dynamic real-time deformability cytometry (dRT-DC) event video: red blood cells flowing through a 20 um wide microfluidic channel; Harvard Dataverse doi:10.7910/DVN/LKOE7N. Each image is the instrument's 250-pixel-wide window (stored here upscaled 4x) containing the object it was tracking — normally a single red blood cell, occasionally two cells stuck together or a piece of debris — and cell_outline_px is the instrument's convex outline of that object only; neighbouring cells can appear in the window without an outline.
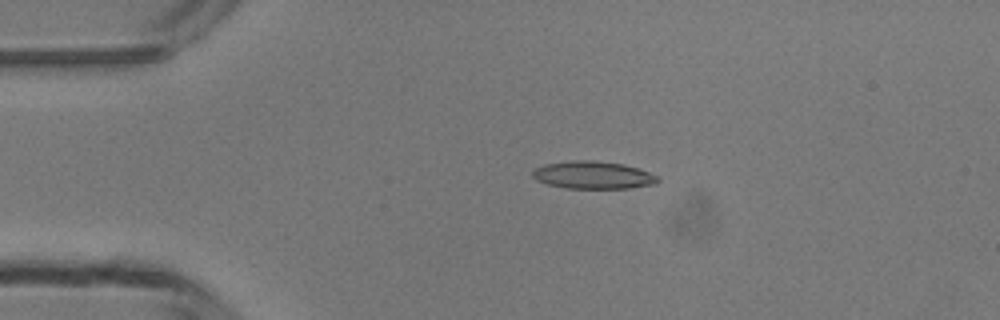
{"species": "common noctule bat (a hibernating species)", "species_latin": "Nyctalus noctula", "temperature_condition": "room temperature", "stored_images_in_passage": 48, "camera_frame_rate_fps": 3000, "um_per_image_px": 0.085, "animal": {"sex": "male", "body_mass_g": 13.3}, "frame": {"image": 1, "passage_image": 10, "time_ms": 3.0, "image_size_px": [1000, 320], "cell_outline_px": [[660, 180], [656, 184], [628, 188], [564, 188], [548, 184], [536, 180], [532, 176], [532, 172], [536, 168], [544, 164], [572, 160], [596, 160], [624, 164], [648, 172], [656, 176]], "centroid_in_image_um": [50.39, 14.87], "position_along_channel_um": 34.6, "area_um2": 20.11}}
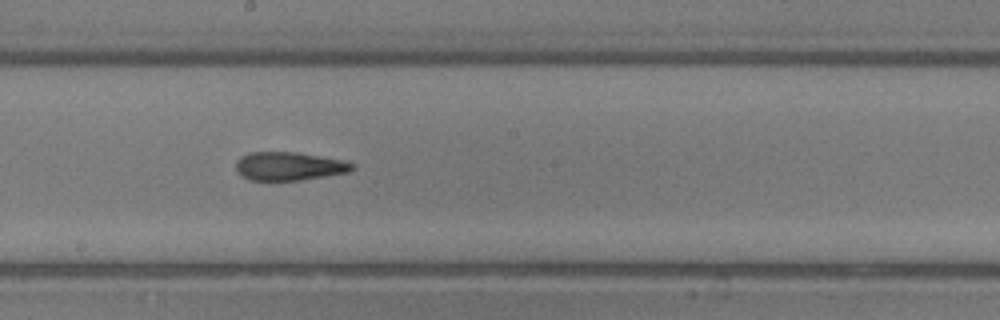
{"frame": {"image": 2, "passage_image": 26, "time_ms": 8.333, "image_size_px": [1000, 320], "cell_outline_px": [[356, 168], [348, 172], [300, 180], [252, 180], [244, 176], [236, 168], [236, 160], [240, 156], [248, 152], [296, 152], [344, 160], [356, 164]], "centroid_in_image_um": [24.6, 14.11], "position_along_channel_um": 223.6, "area_um2": 19.19}}
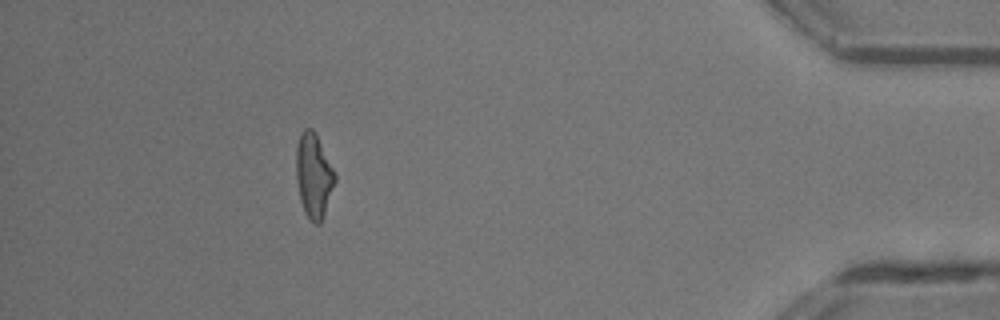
{"frame": {"image": 3, "passage_image": 43, "time_ms": 14.0, "image_size_px": [1000, 320], "cell_outline_px": [[336, 180], [320, 224], [316, 224], [304, 212], [300, 200], [296, 180], [296, 148], [300, 132], [304, 128], [312, 128], [316, 132], [336, 172]], "centroid_in_image_um": [26.66, 14.86], "position_along_channel_um": 408.5, "area_um2": 19.25}, "authors_computed_cell_mechanics": {"area_um2": 19.2474, "velocity_mm_per_s": 4.2778, "shape_relaxation_time_tau1_ms": 10.7291, "shape_relaxation_time_tau2_ms": 2.3269, "deformation_change_tau1": 0.2745, "deformation_change_tau2": 0.1249}}